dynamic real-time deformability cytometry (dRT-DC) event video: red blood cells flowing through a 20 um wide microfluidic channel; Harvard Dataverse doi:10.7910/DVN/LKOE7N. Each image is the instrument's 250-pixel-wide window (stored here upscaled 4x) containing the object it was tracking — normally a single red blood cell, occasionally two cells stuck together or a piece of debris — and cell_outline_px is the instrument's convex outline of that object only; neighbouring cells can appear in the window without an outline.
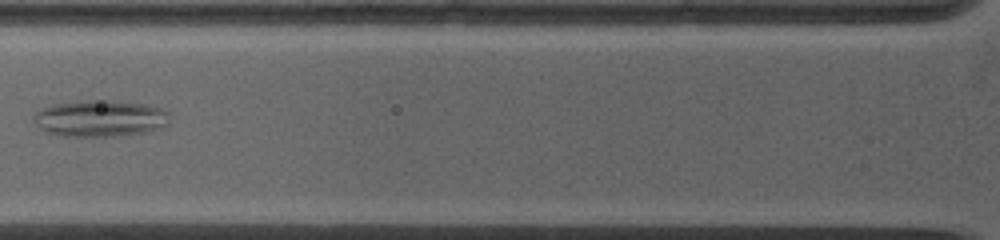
{"species": "common noctule bat (a hibernating species)", "species_latin": "Nyctalus noctula", "temperature_condition": "warm", "stored_images_in_passage": 3, "camera_frame_rate_fps": 5000, "um_per_image_px": 0.085, "animal": {"sex": "female", "body_mass_g": 19.0, "forearm_length_mm": 53.3}, "frame": {"image": 1, "passage_image": 3, "time_ms": 1.2, "image_size_px": [1000, 240], "cell_outline_px": [[168, 124], [164, 128], [144, 132], [120, 136], [60, 136], [44, 132], [32, 120], [32, 116], [40, 108], [56, 104], [80, 100], [112, 100], [144, 104], [160, 108], [168, 112]], "centroid_in_image_um": [8.48, 10.07], "position_along_channel_um": 117.3, "area_um2": 29.3}}